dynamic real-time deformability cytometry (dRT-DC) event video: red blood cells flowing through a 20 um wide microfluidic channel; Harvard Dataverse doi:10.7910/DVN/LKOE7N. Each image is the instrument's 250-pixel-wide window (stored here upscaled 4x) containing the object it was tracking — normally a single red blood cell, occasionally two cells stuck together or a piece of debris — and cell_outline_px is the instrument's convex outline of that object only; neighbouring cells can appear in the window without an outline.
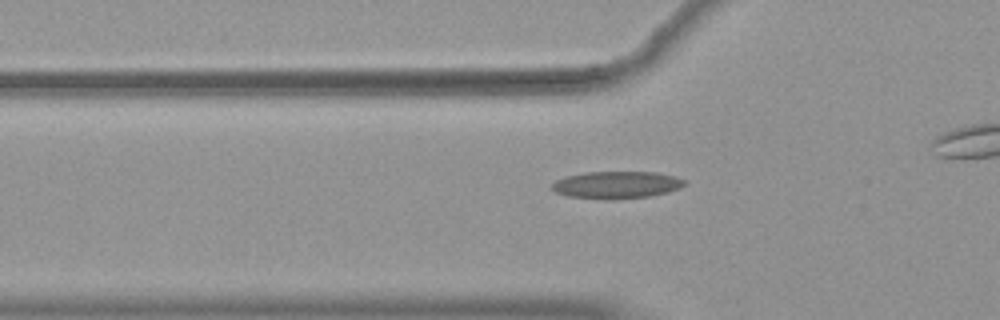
{"species": "common noctule bat (a hibernating species)", "species_latin": "Nyctalus noctula", "temperature_condition": "warm", "stored_images_in_passage": 45, "segment_of_instrument_passage": [1, 2], "camera_frame_rate_fps": 3000, "um_per_image_px": 0.085, "animal": {"sex": "female", "body_mass_g": 19.9}, "frame": {"image": 1, "passage_image": 19, "time_ms": 6.0, "image_size_px": [1000, 320], "cell_outline_px": [[688, 180], [680, 188], [668, 192], [648, 196], [612, 200], [568, 196], [556, 192], [552, 188], [552, 184], [556, 180], [564, 176], [588, 172], [656, 172], [676, 176]], "centroid_in_image_um": [52.44, 15.71], "position_along_channel_um": 73.4, "area_um2": 21.1}}
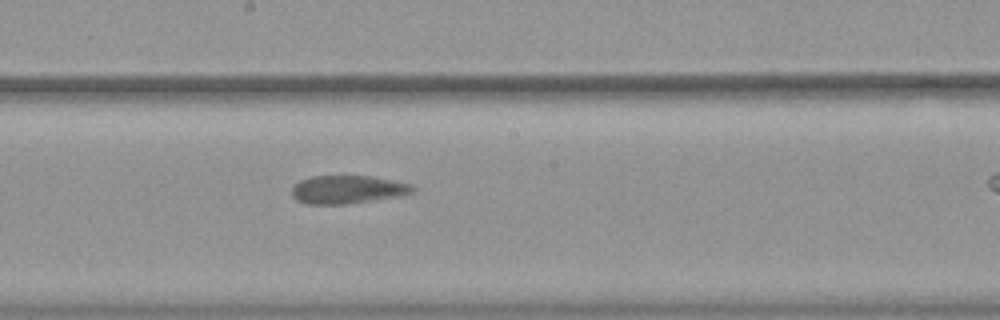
{"frame": {"image": 2, "passage_image": 31, "time_ms": 10.0, "image_size_px": [1000, 320], "cell_outline_px": [[416, 188], [412, 192], [400, 196], [348, 204], [308, 204], [296, 200], [292, 196], [292, 188], [300, 180], [312, 176], [372, 176], [412, 184]], "centroid_in_image_um": [29.55, 16.11], "position_along_channel_um": 218.6, "area_um2": 19.88}}
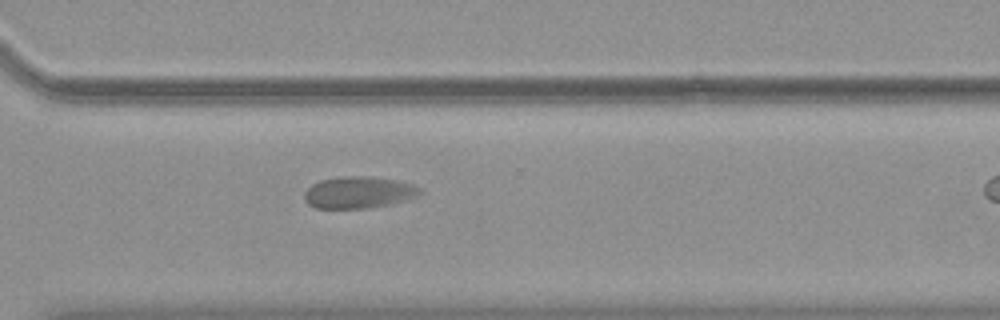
{"frame": {"image": 3, "passage_image": 41, "time_ms": 13.333, "image_size_px": [1000, 320], "cell_outline_px": [[424, 192], [416, 196], [404, 200], [388, 204], [368, 208], [316, 208], [308, 204], [304, 200], [304, 192], [312, 184], [320, 180], [344, 176], [368, 176], [396, 180], [412, 184], [420, 188]], "centroid_in_image_um": [30.46, 16.35], "position_along_channel_um": 340.1, "area_um2": 21.33}}